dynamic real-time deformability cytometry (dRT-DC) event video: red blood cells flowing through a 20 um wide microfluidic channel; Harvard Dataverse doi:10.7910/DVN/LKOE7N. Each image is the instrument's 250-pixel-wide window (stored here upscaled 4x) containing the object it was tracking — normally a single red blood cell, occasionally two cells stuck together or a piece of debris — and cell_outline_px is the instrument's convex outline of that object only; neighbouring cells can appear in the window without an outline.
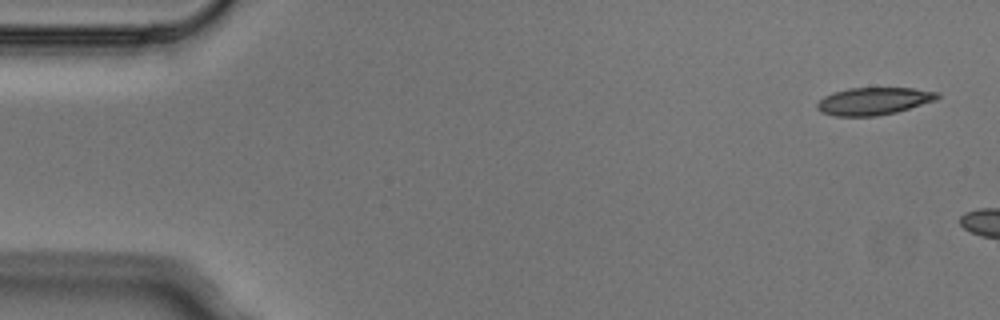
{"species": "Egyptian fruit bat (a non-hibernating species)", "species_latin": "Rousettus aegyptiacus", "temperature_condition": "cold", "stored_images_in_passage": 2, "camera_frame_rate_fps": 3000, "um_per_image_px": 0.085, "animal": {"sex": "male"}, "frame": {"image": 1, "passage_image": 1, "time_ms": 0.0, "image_size_px": [1000, 320], "cell_outline_px": [[940, 96], [936, 100], [896, 112], [876, 116], [836, 116], [820, 112], [816, 108], [816, 104], [824, 96], [832, 92], [848, 88], [912, 88], [940, 92]], "centroid_in_image_um": [74.25, 8.59], "position_along_channel_um": 10.8, "area_um2": 19.31}}